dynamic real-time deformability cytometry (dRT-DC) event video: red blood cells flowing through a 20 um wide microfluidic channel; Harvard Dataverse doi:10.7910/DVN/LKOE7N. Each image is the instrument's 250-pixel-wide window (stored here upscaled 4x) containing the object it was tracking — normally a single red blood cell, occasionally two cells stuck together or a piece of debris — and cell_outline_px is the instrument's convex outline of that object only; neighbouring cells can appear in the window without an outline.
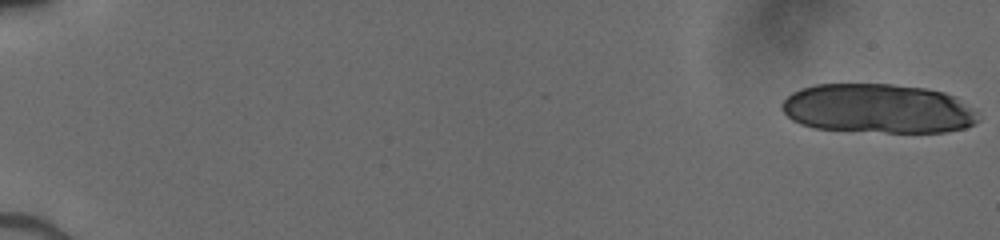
{"species": "human", "species_latin": "Homo sapiens", "temperature_condition": "cold", "stored_images_in_passage": 19, "camera_frame_rate_fps": 3000, "um_per_image_px": 0.085, "donor": {"sex": "male"}, "frame": {"image": 1, "passage_image": 1, "time_ms": 0.0, "image_size_px": [1000, 240], "cell_outline_px": [[980, 120], [964, 128], [944, 132], [884, 132], [812, 128], [800, 124], [792, 120], [780, 108], [780, 104], [792, 92], [800, 88], [816, 84], [892, 84], [924, 88], [944, 92], [956, 96], [976, 112]], "centroid_in_image_um": [74.6, 9.23], "position_along_channel_um": 10.4, "area_um2": 56.64}}